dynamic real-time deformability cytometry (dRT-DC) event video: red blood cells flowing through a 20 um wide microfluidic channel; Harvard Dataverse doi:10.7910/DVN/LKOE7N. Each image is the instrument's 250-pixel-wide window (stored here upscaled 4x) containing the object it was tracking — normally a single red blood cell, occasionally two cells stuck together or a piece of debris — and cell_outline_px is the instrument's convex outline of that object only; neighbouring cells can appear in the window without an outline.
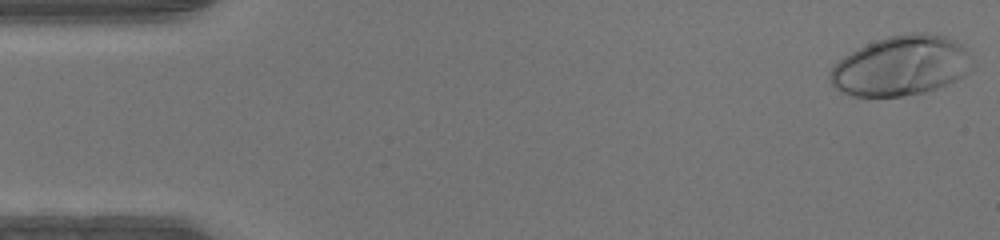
{"species": "human", "species_latin": "Homo sapiens", "temperature_condition": "warm", "stored_images_in_passage": 46, "camera_frame_rate_fps": 3000, "um_per_image_px": 0.085, "donor": {"sex": "male"}, "frame": {"image": 1, "passage_image": 1, "time_ms": 0.0, "image_size_px": [1000, 240], "cell_outline_px": [[976, 64], [972, 72], [956, 80], [936, 88], [924, 92], [904, 96], [848, 96], [840, 92], [828, 80], [828, 76], [832, 68], [844, 56], [876, 40], [888, 36], [912, 32], [924, 32], [944, 36], [956, 40], [964, 44]], "centroid_in_image_um": [76.66, 5.59], "position_along_channel_um": 8.3, "area_um2": 50.17}}
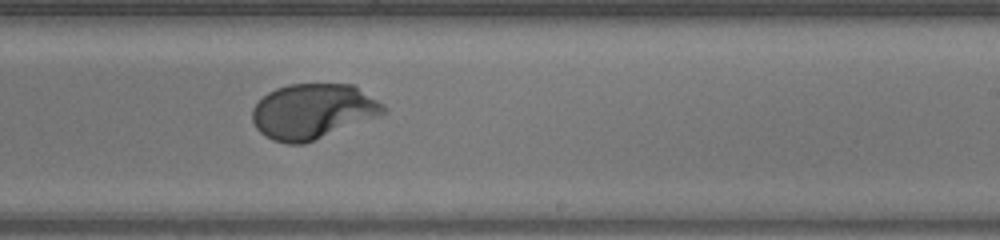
{"frame": {"image": 2, "passage_image": 28, "time_ms": 9.0, "image_size_px": [1000, 240], "cell_outline_px": [[388, 112], [304, 144], [288, 144], [272, 140], [260, 132], [256, 128], [252, 120], [252, 108], [268, 92], [276, 88], [288, 84], [352, 84], [384, 104], [388, 108]], "centroid_in_image_um": [26.58, 9.46], "position_along_channel_um": 262.4, "area_um2": 42.02}}
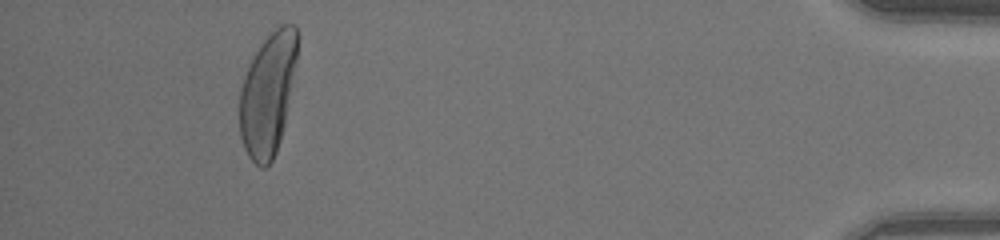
{"frame": {"image": 3, "passage_image": 43, "time_ms": 14.0, "image_size_px": [1000, 240], "cell_outline_px": [[300, 36], [296, 60], [284, 124], [280, 140], [276, 152], [272, 160], [264, 168], [260, 168], [248, 156], [244, 148], [240, 136], [240, 88], [244, 76], [260, 44], [280, 24], [296, 24]], "centroid_in_image_um": [22.77, 7.96], "position_along_channel_um": 412.4, "area_um2": 40.92}}